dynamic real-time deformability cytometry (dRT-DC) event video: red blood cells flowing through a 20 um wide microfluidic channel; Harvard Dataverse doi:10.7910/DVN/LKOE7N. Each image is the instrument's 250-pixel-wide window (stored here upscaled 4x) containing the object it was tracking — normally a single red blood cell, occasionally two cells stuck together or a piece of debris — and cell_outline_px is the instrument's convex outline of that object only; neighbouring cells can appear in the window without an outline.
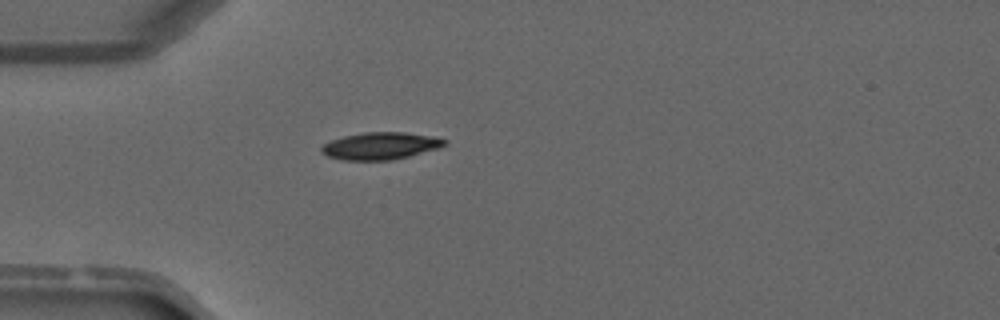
{"species": "common noctule bat (a hibernating species)", "species_latin": "Nyctalus noctula", "temperature_condition": "warm", "stored_images_in_passage": 1, "camera_frame_rate_fps": 3000, "um_per_image_px": 0.085, "animal": {"sex": "male", "forearm_length_mm": 52.5}, "frame": {"image": 1, "passage_image": 1, "time_ms": 0.0, "image_size_px": [1000, 320], "cell_outline_px": [[448, 144], [440, 148], [392, 160], [340, 160], [328, 156], [320, 152], [320, 148], [324, 144], [332, 140], [344, 136], [364, 132], [404, 132], [432, 136], [448, 140]], "centroid_in_image_um": [32.36, 12.4], "position_along_channel_um": 52.6, "area_um2": 19.59}}